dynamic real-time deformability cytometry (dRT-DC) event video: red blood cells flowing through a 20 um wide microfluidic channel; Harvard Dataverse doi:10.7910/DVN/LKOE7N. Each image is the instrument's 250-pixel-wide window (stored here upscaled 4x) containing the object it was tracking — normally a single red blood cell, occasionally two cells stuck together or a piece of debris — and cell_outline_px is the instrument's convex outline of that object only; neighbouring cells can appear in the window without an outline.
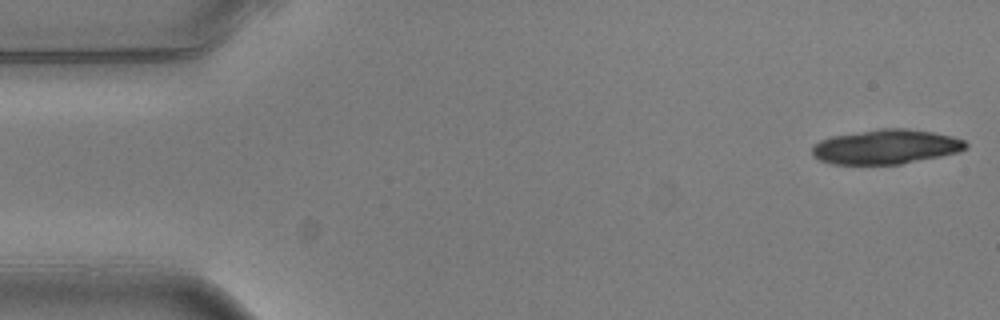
{"species": "common noctule bat (a hibernating species)", "species_latin": "Nyctalus noctula", "temperature_condition": "warm", "stored_images_in_passage": 6, "camera_frame_rate_fps": 3000, "um_per_image_px": 0.085, "animal": {"sex": "male", "body_mass_g": 20.5, "forearm_length_mm": 52.5}, "frame": {"image": 1, "passage_image": 1, "time_ms": 0.0, "image_size_px": [1000, 320], "cell_outline_px": [[968, 148], [960, 152], [900, 164], [832, 164], [820, 160], [812, 156], [812, 144], [820, 140], [832, 136], [880, 128], [908, 128], [932, 132], [952, 136], [964, 140], [968, 144]], "centroid_in_image_um": [75.3, 12.47], "position_along_channel_um": 9.7, "area_um2": 31.1}}